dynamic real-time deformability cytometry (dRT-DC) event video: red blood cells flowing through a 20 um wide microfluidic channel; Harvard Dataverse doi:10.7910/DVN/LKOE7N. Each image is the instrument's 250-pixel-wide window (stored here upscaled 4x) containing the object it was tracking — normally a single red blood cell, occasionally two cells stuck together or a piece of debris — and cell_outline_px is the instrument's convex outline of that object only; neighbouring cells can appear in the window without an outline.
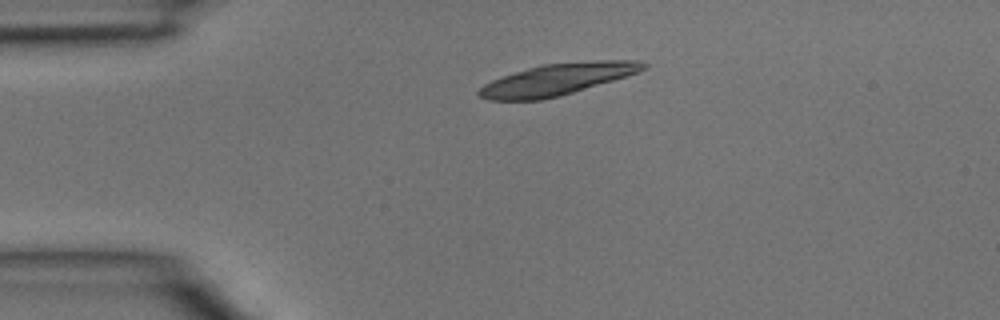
{"species": "common noctule bat (a hibernating species)", "species_latin": "Nyctalus noctula", "temperature_condition": "room temperature", "stored_images_in_passage": 2, "camera_frame_rate_fps": 3000, "um_per_image_px": 0.085, "animal": {"sex": "male", "body_mass_g": 15.6}, "frame": {"image": 1, "passage_image": 2, "time_ms": 0.333, "image_size_px": [1000, 320], "cell_outline_px": [[648, 68], [640, 72], [560, 96], [540, 100], [488, 100], [480, 96], [476, 92], [484, 84], [492, 80], [540, 64], [596, 60], [640, 60], [648, 64]], "centroid_in_image_um": [47.42, 6.73], "position_along_channel_um": 37.6, "area_um2": 30.17}}